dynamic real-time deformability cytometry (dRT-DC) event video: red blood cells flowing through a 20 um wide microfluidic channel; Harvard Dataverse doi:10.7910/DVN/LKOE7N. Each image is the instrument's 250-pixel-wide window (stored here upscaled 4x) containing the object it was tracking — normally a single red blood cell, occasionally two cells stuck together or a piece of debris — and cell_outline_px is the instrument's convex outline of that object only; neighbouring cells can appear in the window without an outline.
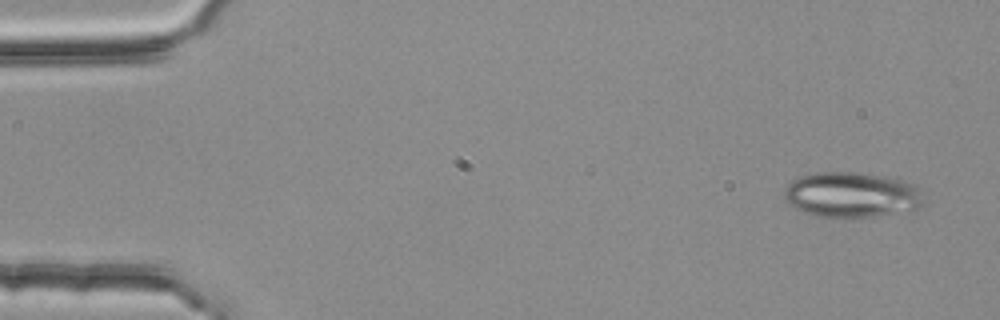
{"species": "common noctule bat (a hibernating species)", "species_latin": "Nyctalus noctula", "temperature_condition": "room temperature", "stored_images_in_passage": 3, "camera_frame_rate_fps": 3000, "um_per_image_px": 0.085, "animal": {"sex": "female", "body_mass_g": 25.1}, "frame": {"image": 1, "passage_image": 1, "time_ms": 0.0, "image_size_px": [1000, 320], "cell_outline_px": [[920, 204], [912, 212], [876, 216], [816, 216], [804, 212], [788, 204], [784, 196], [784, 188], [792, 180], [800, 176], [820, 172], [856, 172], [904, 180], [916, 184]], "centroid_in_image_um": [72.35, 16.55], "position_along_channel_um": 12.6, "area_um2": 36.47}}